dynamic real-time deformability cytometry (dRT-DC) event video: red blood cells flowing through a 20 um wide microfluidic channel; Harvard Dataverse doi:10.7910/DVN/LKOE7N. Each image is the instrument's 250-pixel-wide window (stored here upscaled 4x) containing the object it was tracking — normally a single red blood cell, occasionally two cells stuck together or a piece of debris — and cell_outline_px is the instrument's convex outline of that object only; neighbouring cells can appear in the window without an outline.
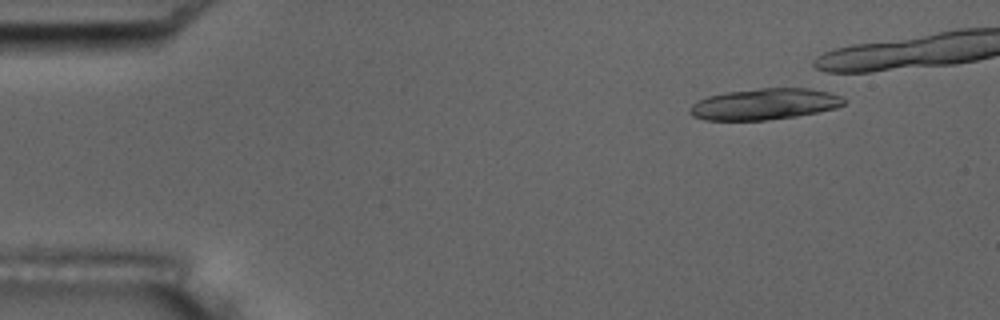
{"species": "common noctule bat (a hibernating species)", "species_latin": "Nyctalus noctula", "temperature_condition": "room temperature", "stored_images_in_passage": 17, "camera_frame_rate_fps": 3000, "um_per_image_px": 0.085, "animal": {"sex": "male", "body_mass_g": 17.5, "forearm_length_mm": 52.3}, "frame": {"image": 1, "passage_image": 5, "time_ms": 1.333, "image_size_px": [1000, 320], "cell_outline_px": [[848, 100], [844, 104], [836, 108], [796, 116], [764, 120], [704, 120], [692, 116], [688, 112], [688, 108], [696, 100], [708, 96], [728, 92], [760, 88], [808, 88], [828, 92], [840, 96]], "centroid_in_image_um": [64.95, 8.85], "position_along_channel_um": 20.0, "area_um2": 28.03}}